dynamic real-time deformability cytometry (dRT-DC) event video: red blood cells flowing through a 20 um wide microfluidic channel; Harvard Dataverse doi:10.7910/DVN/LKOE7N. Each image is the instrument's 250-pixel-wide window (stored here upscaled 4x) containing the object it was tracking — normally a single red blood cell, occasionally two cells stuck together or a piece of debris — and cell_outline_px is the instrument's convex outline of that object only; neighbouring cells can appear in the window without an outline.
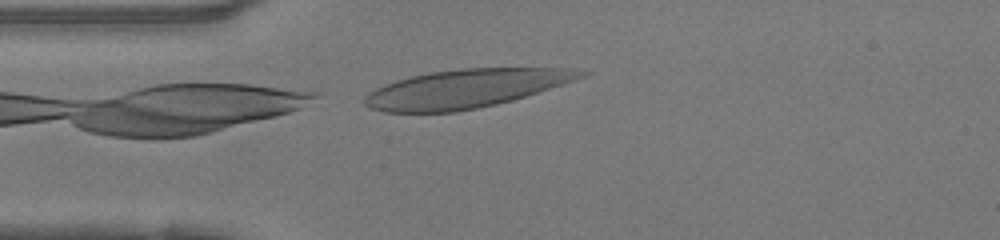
{"species": "human", "species_latin": "Homo sapiens", "temperature_condition": "warm", "stored_images_in_passage": 37, "camera_frame_rate_fps": 3000, "um_per_image_px": 0.085, "donor": {"sex": "female"}, "frame": {"image": 1, "passage_image": 1, "time_ms": 0.0, "image_size_px": [1000, 240], "cell_outline_px": [[592, 72], [576, 80], [512, 100], [496, 104], [456, 112], [384, 112], [368, 108], [364, 104], [364, 96], [368, 92], [384, 84], [396, 80], [428, 72], [460, 68], [568, 68]], "centroid_in_image_um": [39.55, 7.53], "position_along_channel_um": 45.5, "area_um2": 48.49}}
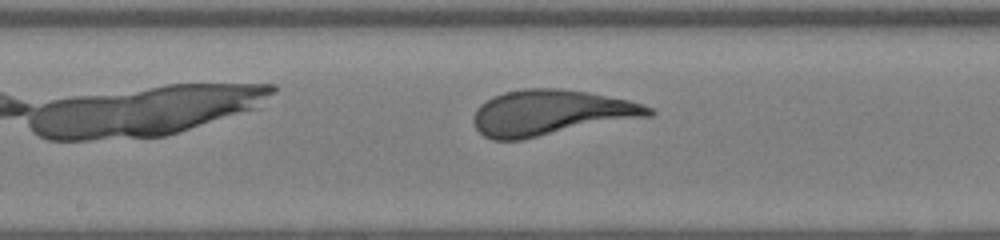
{"frame": {"image": 2, "passage_image": 13, "time_ms": 4.0, "image_size_px": [1000, 240], "cell_outline_px": [[656, 112], [652, 116], [520, 140], [492, 140], [484, 136], [476, 128], [472, 120], [472, 116], [476, 108], [480, 104], [492, 96], [504, 92], [524, 88], [556, 88], [588, 92], [628, 100], [652, 108]], "centroid_in_image_um": [46.79, 9.58], "position_along_channel_um": 201.4, "area_um2": 46.64}}
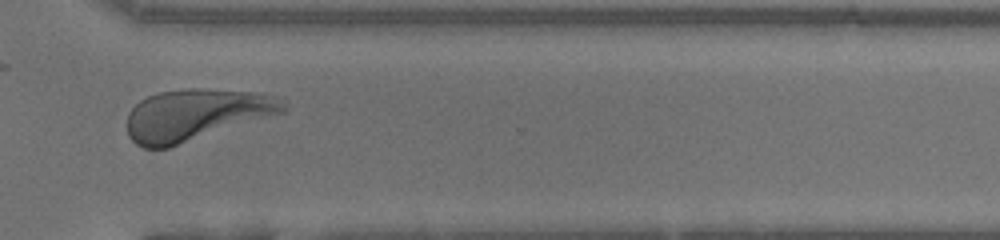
{"frame": {"image": 3, "passage_image": 24, "time_ms": 7.667, "image_size_px": [1000, 240], "cell_outline_px": [[288, 108], [284, 112], [168, 148], [144, 148], [136, 144], [128, 136], [128, 112], [140, 100], [148, 96], [160, 92], [188, 88], [200, 88], [256, 92], [276, 96]], "centroid_in_image_um": [16.63, 9.75], "position_along_channel_um": 354.0, "area_um2": 46.64}}